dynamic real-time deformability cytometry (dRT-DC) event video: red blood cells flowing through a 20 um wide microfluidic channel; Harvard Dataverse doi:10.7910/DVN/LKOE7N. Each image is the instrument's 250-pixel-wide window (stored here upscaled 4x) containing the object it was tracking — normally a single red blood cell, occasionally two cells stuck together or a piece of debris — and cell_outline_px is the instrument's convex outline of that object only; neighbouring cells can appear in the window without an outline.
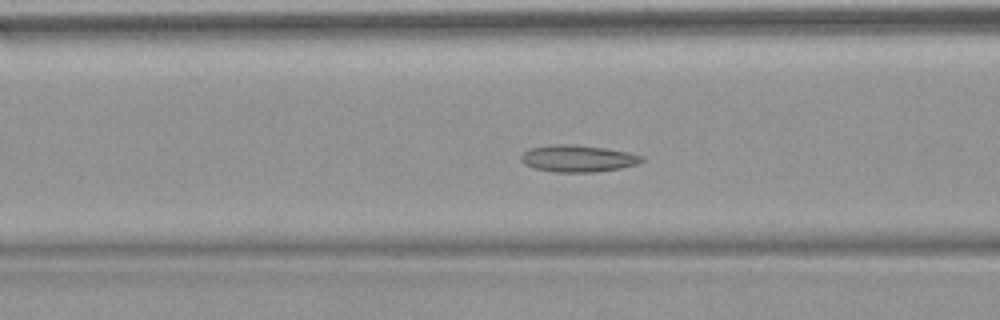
{"species": "common noctule bat (a hibernating species)", "species_latin": "Nyctalus noctula", "temperature_condition": "warm", "stored_images_in_passage": 54, "camera_frame_rate_fps": 3000, "um_per_image_px": 0.085, "animal": {"sex": "female", "body_mass_g": 18.4}, "frame": {"image": 1, "passage_image": 22, "time_ms": 7.0, "image_size_px": [1000, 320], "cell_outline_px": [[644, 160], [636, 164], [620, 168], [596, 172], [556, 172], [532, 168], [524, 164], [520, 160], [520, 156], [528, 148], [556, 144], [568, 144], [604, 148], [628, 152], [644, 156]], "centroid_in_image_um": [49.09, 13.47], "position_along_channel_um": 117.5, "area_um2": 18.9}}
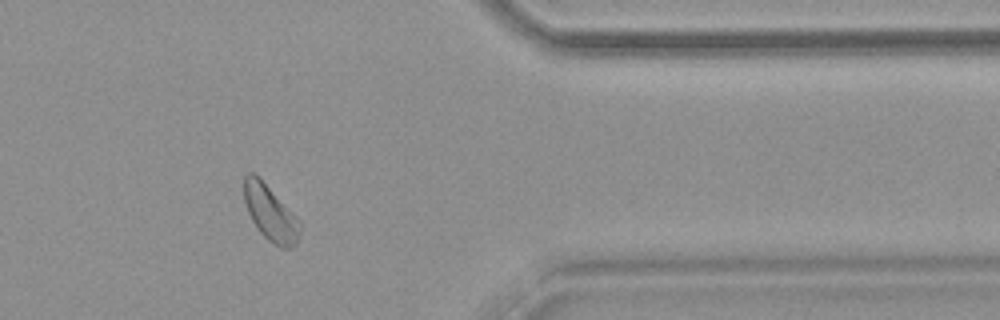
{"frame": {"image": 2, "passage_image": 45, "time_ms": 14.667, "image_size_px": [1000, 320], "cell_outline_px": [[300, 228], [296, 244], [288, 248], [280, 248], [268, 240], [260, 232], [252, 220], [244, 204], [244, 176], [248, 172], [256, 172], [260, 176], [300, 220]], "centroid_in_image_um": [22.96, 18.06], "position_along_channel_um": 388.4, "area_um2": 18.26}}
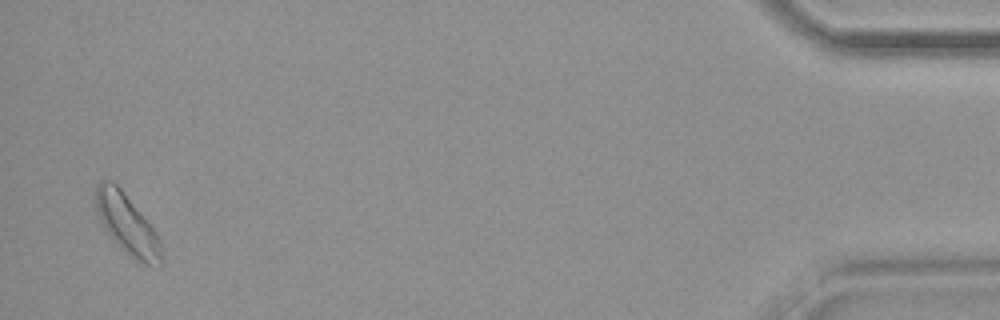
{"frame": {"image": 3, "passage_image": 53, "time_ms": 17.333, "image_size_px": [1000, 320], "cell_outline_px": [[164, 260], [160, 268], [152, 268], [128, 256], [120, 248], [104, 228], [100, 220], [96, 208], [96, 184], [100, 180], [112, 180], [120, 188], [156, 232], [160, 240]], "centroid_in_image_um": [10.85, 19.14], "position_along_channel_um": 424.4, "area_um2": 23.12}, "authors_computed_cell_mechanics": {"area_um2": 18.8139, "velocity_mm_per_s": 3.7594, "shape_relaxation_time_tau1_ms": 5.095, "shape_relaxation_time_tau2_ms": 3.0877, "deformation_change_tau1": 0.0966, "deformation_change_tau2": 0.0968}}